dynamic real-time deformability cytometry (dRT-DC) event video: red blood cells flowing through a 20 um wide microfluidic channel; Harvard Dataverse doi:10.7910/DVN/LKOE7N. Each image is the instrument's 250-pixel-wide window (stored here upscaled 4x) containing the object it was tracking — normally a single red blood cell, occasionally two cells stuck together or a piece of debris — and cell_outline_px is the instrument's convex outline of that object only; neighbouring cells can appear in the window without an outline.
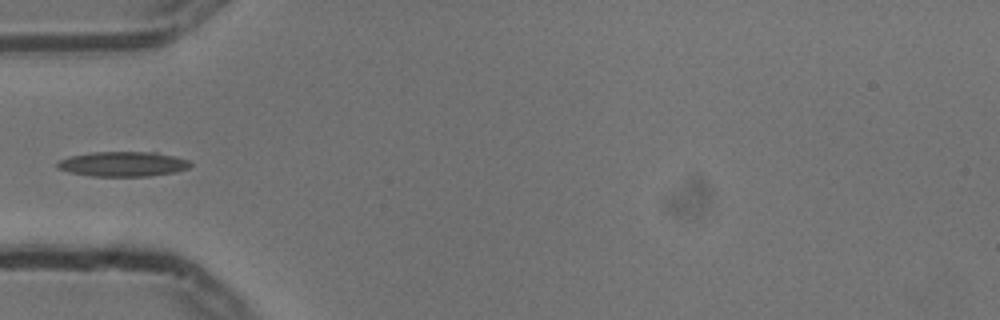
{"species": "common noctule bat (a hibernating species)", "species_latin": "Nyctalus noctula", "temperature_condition": "cold", "stored_images_in_passage": 13, "camera_frame_rate_fps": 3000, "um_per_image_px": 0.085, "animal": {"sex": "male", "body_mass_g": 13.3}, "frame": {"image": 1, "passage_image": 1, "time_ms": 0.0, "image_size_px": [1000, 320], "cell_outline_px": [[192, 164], [188, 168], [176, 172], [148, 176], [92, 176], [68, 172], [56, 168], [56, 164], [60, 160], [68, 156], [92, 152], [156, 152], [188, 160]], "centroid_in_image_um": [10.41, 13.94], "position_along_channel_um": 74.6, "area_um2": 19.31}}